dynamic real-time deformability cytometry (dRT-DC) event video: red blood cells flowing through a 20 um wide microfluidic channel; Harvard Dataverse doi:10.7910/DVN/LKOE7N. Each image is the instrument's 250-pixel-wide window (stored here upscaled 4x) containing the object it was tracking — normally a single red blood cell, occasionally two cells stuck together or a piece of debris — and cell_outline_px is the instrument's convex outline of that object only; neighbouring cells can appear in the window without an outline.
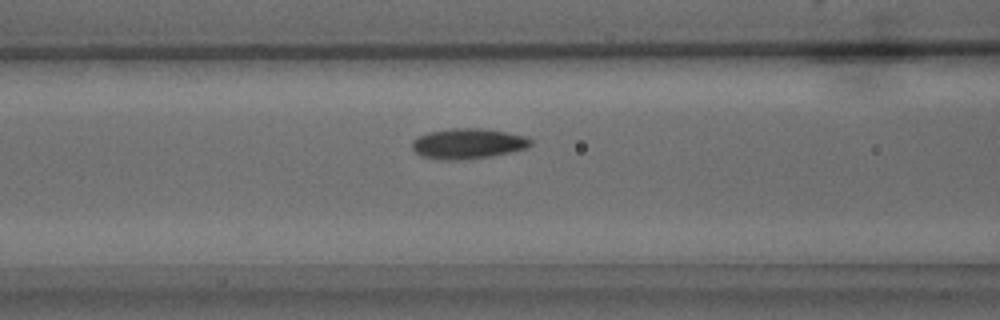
{"species": "common noctule bat (a hibernating species)", "species_latin": "Nyctalus noctula", "temperature_condition": "warm", "stored_images_in_passage": 26, "camera_frame_rate_fps": 3000, "um_per_image_px": 0.085, "animal": {"sex": "male", "body_mass_g": 15.6}, "frame": {"image": 1, "passage_image": 4, "time_ms": 1.0, "image_size_px": [1000, 320], "cell_outline_px": [[532, 144], [528, 148], [492, 156], [460, 160], [444, 160], [420, 156], [412, 148], [412, 140], [428, 132], [452, 128], [480, 128], [504, 132], [524, 136], [532, 140]], "centroid_in_image_um": [39.76, 12.21], "position_along_channel_um": 126.8, "area_um2": 20.92}}
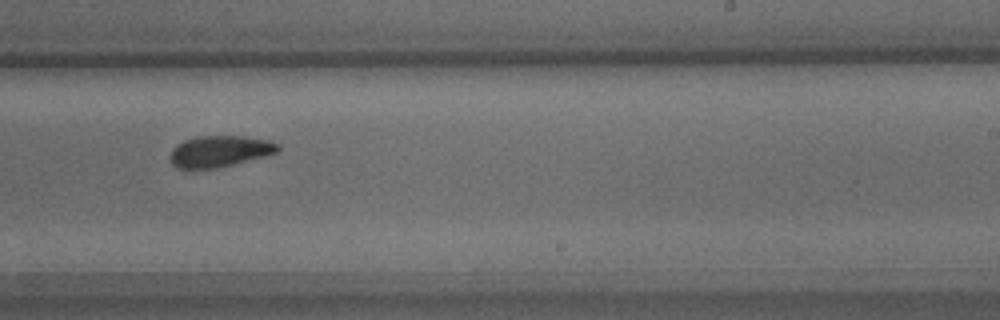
{"frame": {"image": 2, "passage_image": 13, "time_ms": 4.0, "image_size_px": [1000, 320], "cell_outline_px": [[280, 148], [276, 152], [264, 156], [216, 168], [176, 168], [172, 164], [172, 148], [176, 144], [184, 140], [196, 136], [244, 136], [268, 140], [280, 144]], "centroid_in_image_um": [18.67, 12.84], "position_along_channel_um": 270.3, "area_um2": 19.42}}
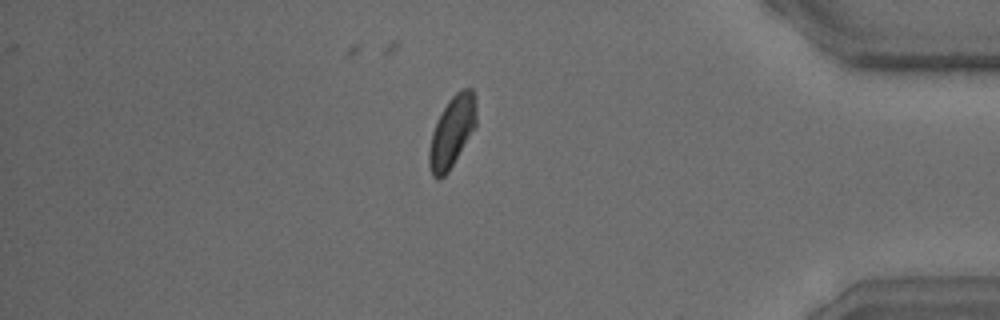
{"frame": {"image": 3, "passage_image": 23, "time_ms": 7.333, "image_size_px": [1000, 320], "cell_outline_px": [[476, 124], [448, 172], [444, 176], [436, 180], [432, 176], [428, 164], [428, 148], [432, 132], [448, 100], [456, 92], [464, 88], [472, 88], [476, 96]], "centroid_in_image_um": [38.4, 11.2], "position_along_channel_um": 396.8, "area_um2": 19.36}}